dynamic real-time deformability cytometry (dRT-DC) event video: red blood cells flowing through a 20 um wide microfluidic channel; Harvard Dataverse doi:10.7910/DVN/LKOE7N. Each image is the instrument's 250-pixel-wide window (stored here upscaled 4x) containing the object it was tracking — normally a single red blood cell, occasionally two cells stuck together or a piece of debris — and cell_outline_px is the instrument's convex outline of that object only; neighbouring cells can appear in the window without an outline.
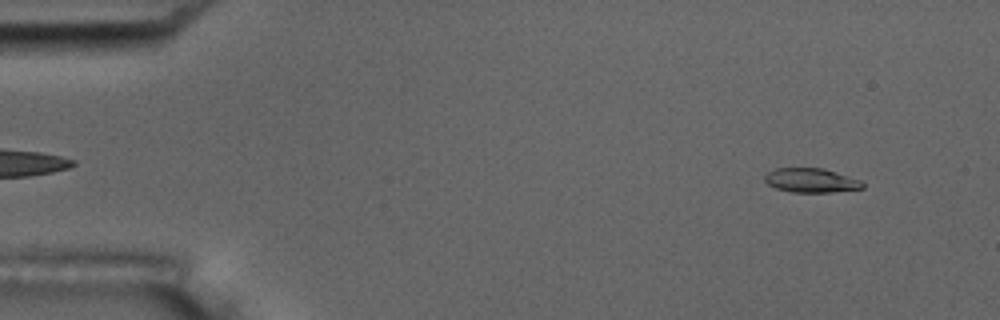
{"species": "common noctule bat (a hibernating species)", "species_latin": "Nyctalus noctula", "temperature_condition": "room temperature", "stored_images_in_passage": 55, "camera_frame_rate_fps": 3000, "um_per_image_px": 0.085, "animal": {"sex": "male", "body_mass_g": 17.5, "forearm_length_mm": 52.3}, "frame": {"image": 1, "passage_image": 5, "time_ms": 1.333, "image_size_px": [1000, 320], "cell_outline_px": [[864, 188], [832, 192], [792, 192], [776, 188], [768, 184], [764, 180], [764, 176], [768, 172], [776, 168], [824, 168], [860, 180], [864, 184]], "centroid_in_image_um": [68.94, 15.33], "position_along_channel_um": 16.1, "area_um2": 13.76}}
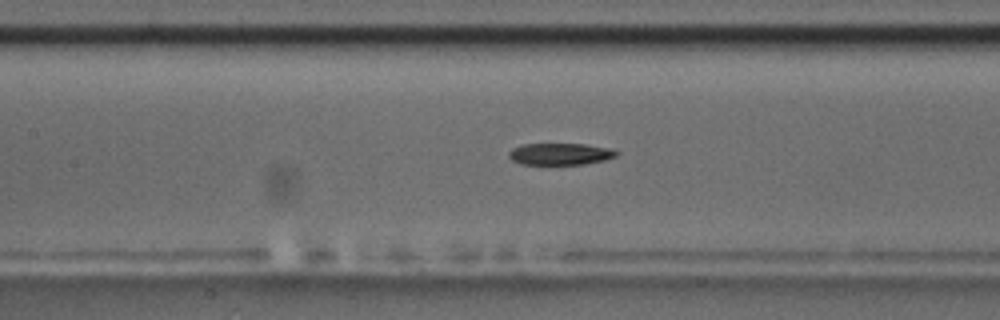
{"frame": {"image": 2, "passage_image": 25, "time_ms": 8.0, "image_size_px": [1000, 320], "cell_outline_px": [[620, 152], [616, 156], [604, 160], [584, 164], [520, 164], [512, 160], [508, 156], [508, 152], [512, 148], [520, 144], [584, 144], [608, 148]], "centroid_in_image_um": [47.58, 13.08], "position_along_channel_um": 159.8, "area_um2": 13.64}}
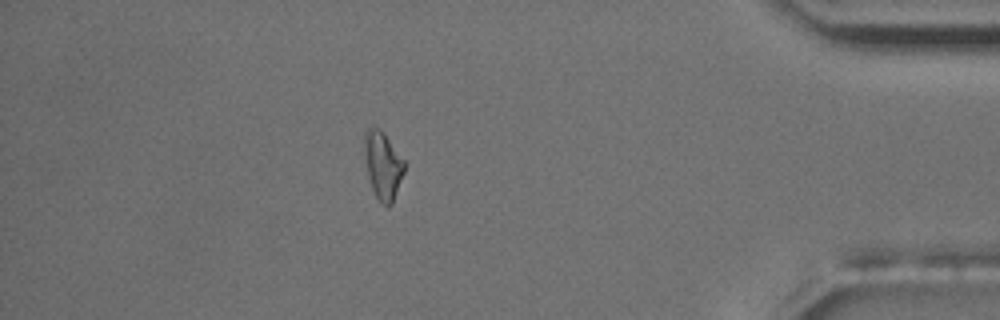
{"frame": {"image": 3, "passage_image": 48, "time_ms": 15.667, "image_size_px": [1000, 320], "cell_outline_px": [[404, 172], [392, 204], [388, 208], [376, 196], [372, 188], [368, 176], [364, 156], [364, 132], [372, 124], [380, 128], [384, 132], [404, 160]], "centroid_in_image_um": [32.53, 13.99], "position_along_channel_um": 402.7, "area_um2": 15.84}, "authors_computed_cell_mechanics": {"area_um2": 14.6234, "velocity_mm_per_s": 3.7093, "shape_relaxation_time_tau1_ms": 4.3283, "shape_relaxation_time_tau2_ms": null, "deformation_change_tau1": 0.1528, "deformation_change_tau2": null}}